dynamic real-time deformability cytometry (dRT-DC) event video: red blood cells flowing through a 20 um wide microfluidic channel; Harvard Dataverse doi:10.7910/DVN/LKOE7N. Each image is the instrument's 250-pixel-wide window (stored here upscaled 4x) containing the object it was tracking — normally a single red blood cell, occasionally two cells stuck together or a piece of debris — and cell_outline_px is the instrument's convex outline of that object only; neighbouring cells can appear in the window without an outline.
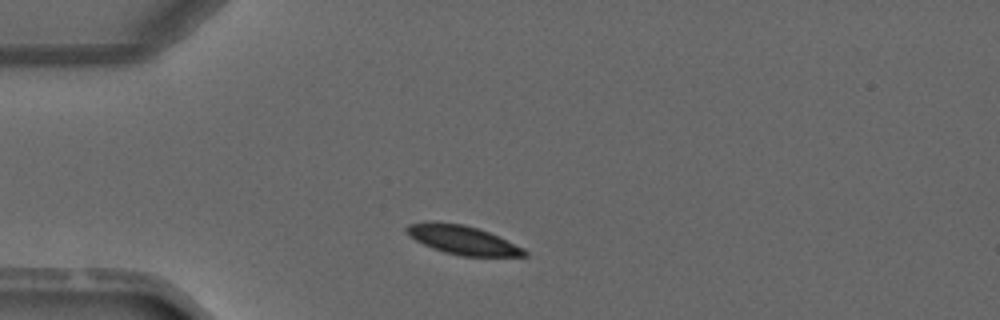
{"species": "common noctule bat (a hibernating species)", "species_latin": "Nyctalus noctula", "temperature_condition": "warm", "stored_images_in_passage": 1, "camera_frame_rate_fps": 3000, "um_per_image_px": 0.085, "animal": {"sex": "male", "forearm_length_mm": 52.5}, "frame": {"image": 1, "passage_image": 1, "time_ms": 0.0, "image_size_px": [1000, 320], "cell_outline_px": [[528, 256], [460, 256], [444, 252], [432, 248], [408, 236], [404, 228], [408, 224], [428, 220], [432, 220], [464, 224], [488, 232], [524, 248], [528, 252]], "centroid_in_image_um": [39.26, 20.38], "position_along_channel_um": 45.7, "area_um2": 20.0}}